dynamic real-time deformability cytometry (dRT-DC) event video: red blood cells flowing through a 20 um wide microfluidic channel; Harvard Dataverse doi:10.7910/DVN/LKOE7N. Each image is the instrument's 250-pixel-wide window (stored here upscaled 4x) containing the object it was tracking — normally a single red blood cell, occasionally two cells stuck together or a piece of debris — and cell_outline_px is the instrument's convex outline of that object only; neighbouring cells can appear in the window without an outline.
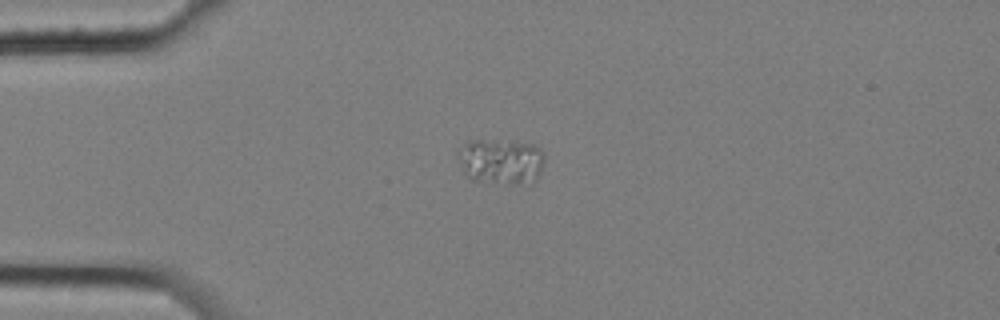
{"species": "common noctule bat (a hibernating species)", "species_latin": "Nyctalus noctula", "temperature_condition": "cold", "stored_images_in_passage": 3, "camera_frame_rate_fps": 3000, "um_per_image_px": 0.085, "animal": {"sex": "female", "body_mass_g": 25.1}, "frame": {"image": 1, "passage_image": 1, "time_ms": 0.0, "image_size_px": [1000, 320], "cell_outline_px": [[544, 160], [540, 172], [536, 180], [532, 184], [520, 184], [472, 180], [464, 172], [460, 164], [456, 152], [468, 140], [484, 140], [536, 144], [544, 152]], "centroid_in_image_um": [42.6, 13.72], "position_along_channel_um": 42.4, "area_um2": 23.06}}
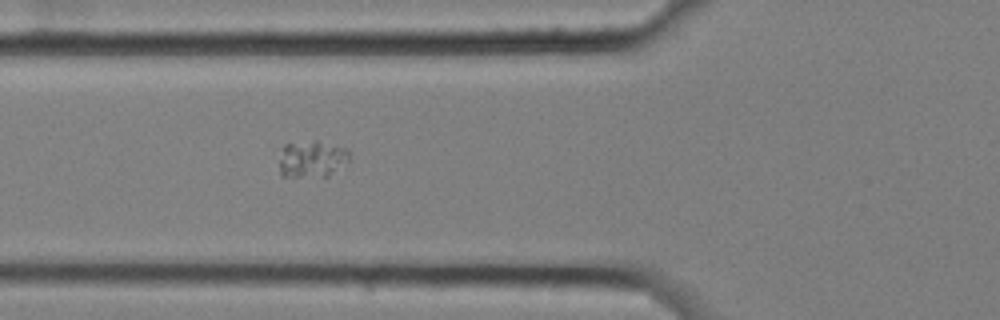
{"frame": {"image": 2, "passage_image": 3, "time_ms": 0.667, "image_size_px": [1000, 320], "cell_outline_px": [[348, 160], [328, 176], [280, 176], [280, 160], [284, 144], [312, 140], [316, 140], [348, 148]], "centroid_in_image_um": [26.5, 13.49], "position_along_channel_um": 99.3, "area_um2": 14.85}}